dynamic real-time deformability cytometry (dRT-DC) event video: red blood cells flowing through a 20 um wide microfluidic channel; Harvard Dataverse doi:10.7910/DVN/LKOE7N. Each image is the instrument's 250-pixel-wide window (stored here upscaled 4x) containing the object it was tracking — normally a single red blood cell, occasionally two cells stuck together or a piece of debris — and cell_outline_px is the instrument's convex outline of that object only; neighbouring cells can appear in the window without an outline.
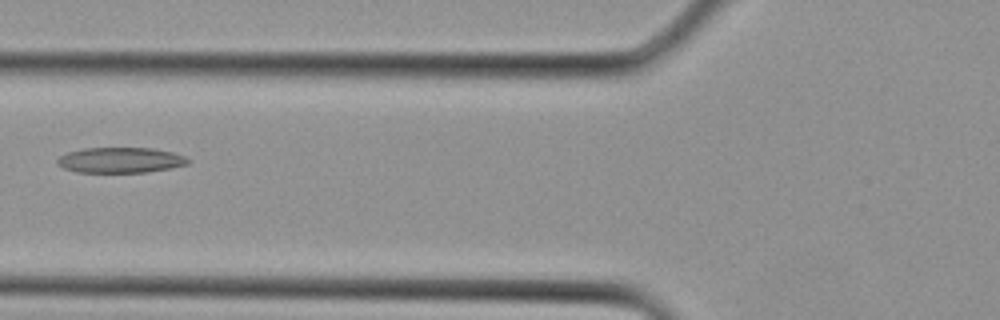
{"species": "Egyptian fruit bat (a non-hibernating species)", "species_latin": "Rousettus aegyptiacus", "temperature_condition": "cold", "stored_images_in_passage": 4, "camera_frame_rate_fps": 3000, "um_per_image_px": 0.085, "animal": {"sex": "female"}, "frame": {"image": 1, "passage_image": 4, "time_ms": 1.0, "image_size_px": [1000, 320], "cell_outline_px": [[192, 160], [188, 164], [172, 168], [144, 172], [76, 172], [64, 168], [56, 160], [60, 156], [68, 152], [84, 148], [152, 148], [172, 152], [184, 156]], "centroid_in_image_um": [10.27, 13.61], "position_along_channel_um": 115.5, "area_um2": 19.31}}